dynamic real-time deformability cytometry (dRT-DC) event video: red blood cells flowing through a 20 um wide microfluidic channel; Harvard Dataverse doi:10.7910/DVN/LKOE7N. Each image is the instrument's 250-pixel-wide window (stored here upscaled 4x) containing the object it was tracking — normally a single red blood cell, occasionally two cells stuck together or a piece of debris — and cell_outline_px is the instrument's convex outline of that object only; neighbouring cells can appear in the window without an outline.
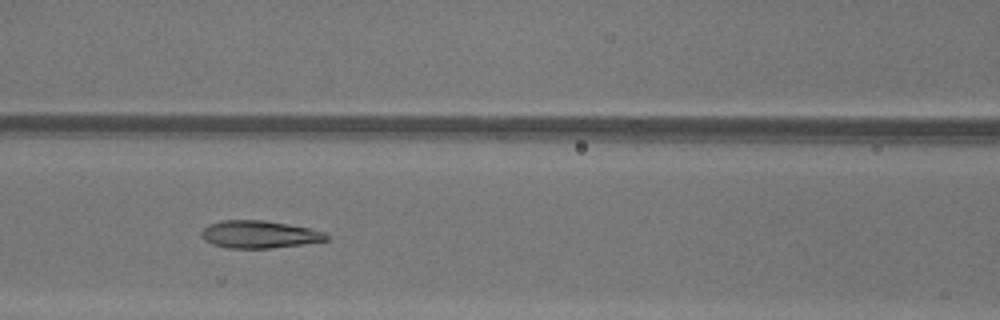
{"species": "common noctule bat (a hibernating species)", "species_latin": "Nyctalus noctula", "temperature_condition": "warm", "stored_images_in_passage": 50, "camera_frame_rate_fps": 3000, "um_per_image_px": 0.085, "animal": {"sex": "female"}, "frame": {"image": 1, "passage_image": 22, "time_ms": 7.0, "image_size_px": [1000, 320], "cell_outline_px": [[328, 240], [304, 244], [272, 248], [228, 248], [212, 244], [204, 240], [200, 236], [200, 232], [208, 224], [220, 220], [264, 220], [288, 224], [308, 228], [324, 232], [328, 236]], "centroid_in_image_um": [21.99, 19.92], "position_along_channel_um": 144.6, "area_um2": 20.11}}
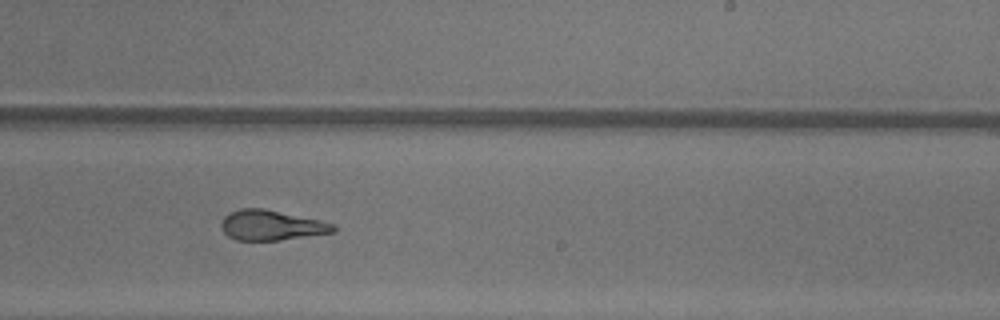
{"frame": {"image": 2, "passage_image": 31, "time_ms": 10.0, "image_size_px": [1000, 320], "cell_outline_px": [[336, 232], [280, 240], [236, 240], [228, 236], [224, 232], [220, 224], [224, 216], [228, 212], [240, 208], [264, 208], [320, 220], [336, 224]], "centroid_in_image_um": [23.07, 19.14], "position_along_channel_um": 265.9, "area_um2": 19.83}}
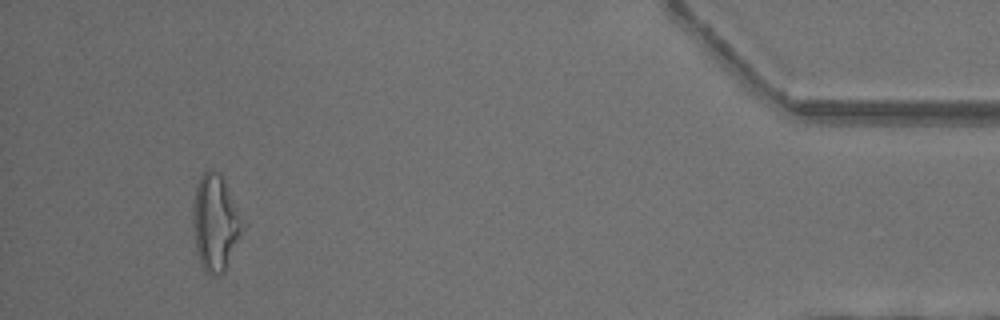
{"frame": {"image": 3, "passage_image": 47, "time_ms": 15.333, "image_size_px": [1000, 320], "cell_outline_px": [[244, 228], [228, 264], [224, 272], [216, 276], [212, 276], [204, 272], [196, 252], [192, 224], [192, 212], [196, 184], [200, 176], [208, 168], [212, 168], [220, 172], [224, 180]], "centroid_in_image_um": [18.25, 18.95], "position_along_channel_um": 416.9, "area_um2": 27.74}, "authors_computed_cell_mechanics": {"area_um2": 22.1374, "velocity_mm_per_s": 4.0618, "shape_relaxation_time_tau1_ms": null, "shape_relaxation_time_tau2_ms": 1.8355, "deformation_change_tau1": null, "deformation_change_tau2": 0.1196}}